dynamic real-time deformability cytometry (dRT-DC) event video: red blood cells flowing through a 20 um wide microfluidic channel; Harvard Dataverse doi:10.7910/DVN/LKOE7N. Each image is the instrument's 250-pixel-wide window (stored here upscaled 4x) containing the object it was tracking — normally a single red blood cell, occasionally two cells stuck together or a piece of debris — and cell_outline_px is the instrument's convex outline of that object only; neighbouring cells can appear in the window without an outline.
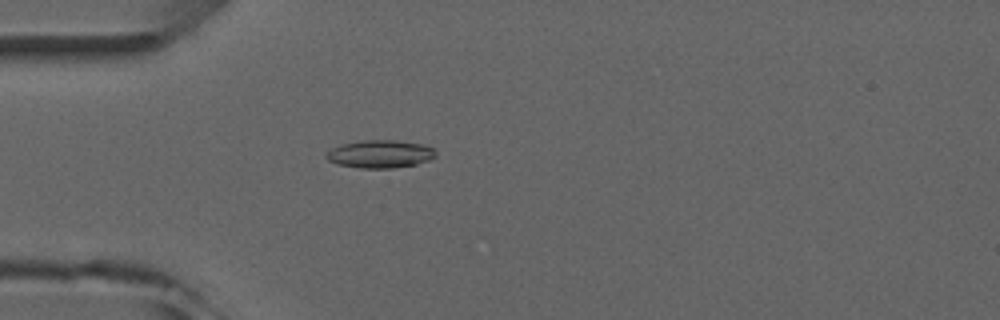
{"species": "common noctule bat (a hibernating species)", "species_latin": "Nyctalus noctula", "temperature_condition": "room temperature", "stored_images_in_passage": 4, "camera_frame_rate_fps": 3000, "um_per_image_px": 0.085, "animal": {"sex": "male", "forearm_length_mm": 52.5}, "frame": {"image": 1, "passage_image": 4, "time_ms": 4.333, "image_size_px": [1000, 320], "cell_outline_px": [[436, 156], [428, 160], [416, 164], [392, 168], [360, 168], [336, 164], [328, 160], [324, 156], [324, 152], [340, 144], [364, 140], [392, 140], [420, 144], [432, 148], [436, 152]], "centroid_in_image_um": [32.24, 13.09], "position_along_channel_um": 52.8, "area_um2": 17.74}}